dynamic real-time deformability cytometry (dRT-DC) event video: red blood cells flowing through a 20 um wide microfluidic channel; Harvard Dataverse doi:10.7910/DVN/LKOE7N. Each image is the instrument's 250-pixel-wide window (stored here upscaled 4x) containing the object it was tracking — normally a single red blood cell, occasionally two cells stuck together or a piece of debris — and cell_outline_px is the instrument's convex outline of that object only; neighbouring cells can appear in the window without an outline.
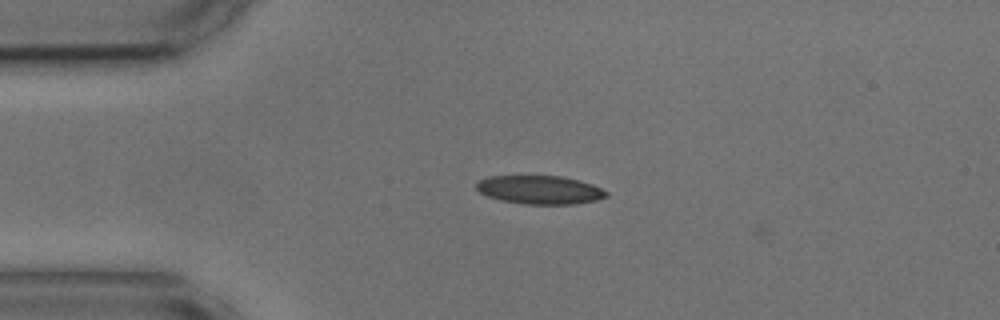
{"species": "common noctule bat (a hibernating species)", "species_latin": "Nyctalus noctula", "temperature_condition": "cold", "stored_images_in_passage": 46, "camera_frame_rate_fps": 3000, "um_per_image_px": 0.085, "animal": {"sex": "male", "body_mass_g": 17.9, "forearm_length_mm": 54.2}, "frame": {"image": 1, "passage_image": 3, "time_ms": 0.667, "image_size_px": [1000, 320], "cell_outline_px": [[608, 196], [596, 200], [576, 204], [524, 204], [500, 200], [488, 196], [480, 192], [476, 188], [476, 184], [480, 180], [488, 176], [560, 176], [580, 180], [592, 184], [608, 192]], "centroid_in_image_um": [45.89, 16.13], "position_along_channel_um": 39.1, "area_um2": 21.56}}
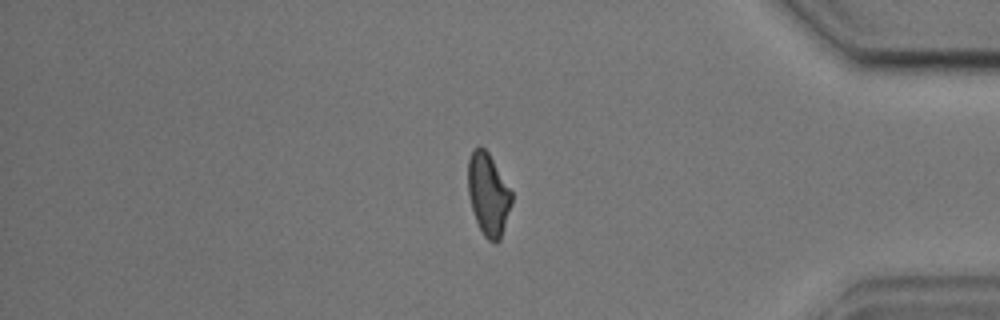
{"frame": {"image": 2, "passage_image": 37, "time_ms": 12.0, "image_size_px": [1000, 320], "cell_outline_px": [[512, 200], [500, 240], [496, 244], [488, 240], [484, 236], [476, 220], [468, 196], [468, 160], [472, 148], [480, 144], [488, 152], [512, 192]], "centroid_in_image_um": [41.48, 16.49], "position_along_channel_um": 393.7, "area_um2": 20.87}}
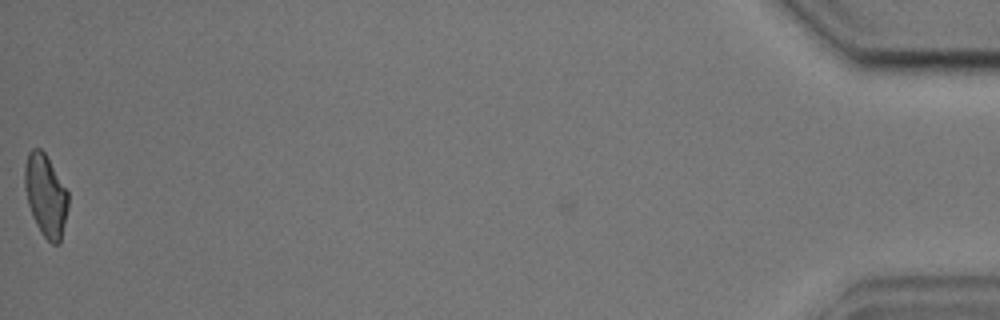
{"frame": {"image": 3, "passage_image": 46, "time_ms": 15.0, "image_size_px": [1000, 320], "cell_outline_px": [[68, 208], [60, 244], [52, 244], [40, 232], [32, 216], [28, 204], [24, 188], [24, 164], [28, 152], [32, 148], [40, 148], [44, 152], [68, 192]], "centroid_in_image_um": [3.86, 16.62], "position_along_channel_um": 431.3, "area_um2": 20.87}, "authors_computed_cell_mechanics": {"area_um2": 21.6172, "velocity_mm_per_s": 3.5918, "shape_relaxation_time_tau1_ms": 7.3844, "shape_relaxation_time_tau2_ms": 2.0875, "deformation_change_tau1": 0.176, "deformation_change_tau2": 0.0869}}